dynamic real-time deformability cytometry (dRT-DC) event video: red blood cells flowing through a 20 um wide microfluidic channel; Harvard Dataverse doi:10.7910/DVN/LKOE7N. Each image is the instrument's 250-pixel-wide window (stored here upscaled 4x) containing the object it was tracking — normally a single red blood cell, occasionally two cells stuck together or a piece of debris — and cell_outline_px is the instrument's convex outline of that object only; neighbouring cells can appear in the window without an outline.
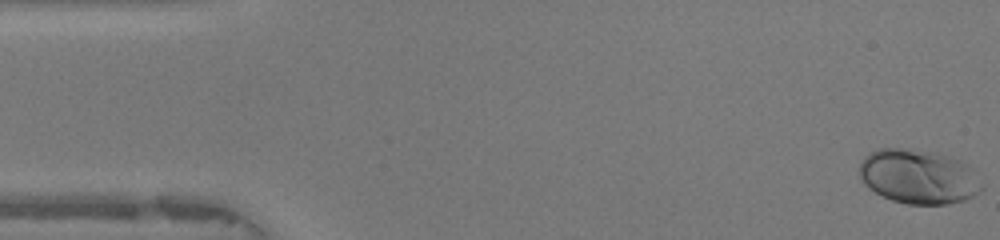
{"species": "human", "species_latin": "Homo sapiens", "temperature_condition": "warm", "stored_images_in_passage": 48, "camera_frame_rate_fps": 3000, "um_per_image_px": 0.085, "donor": {"sex": "female"}, "frame": {"image": 1, "passage_image": 1, "time_ms": 0.0, "image_size_px": [1000, 240], "cell_outline_px": [[984, 188], [980, 192], [964, 200], [948, 204], [908, 204], [892, 200], [868, 188], [864, 184], [860, 176], [860, 164], [864, 156], [868, 152], [880, 148], [900, 148], [936, 152], [960, 160], [968, 164]], "centroid_in_image_um": [78.06, 15.0], "position_along_channel_um": 6.9, "area_um2": 38.78}}
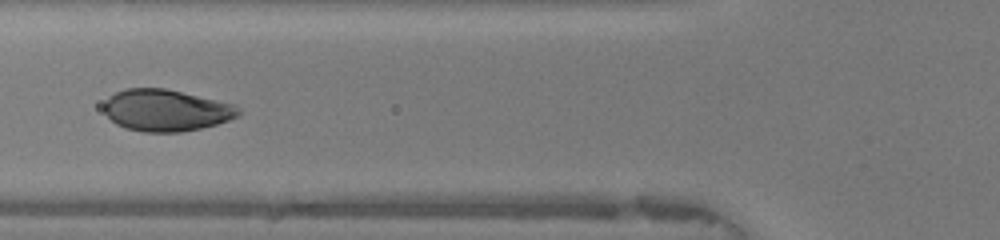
{"frame": {"image": 2, "passage_image": 18, "time_ms": 5.667, "image_size_px": [1000, 240], "cell_outline_px": [[240, 116], [216, 124], [200, 128], [180, 132], [144, 132], [124, 128], [116, 124], [104, 112], [104, 104], [108, 96], [124, 88], [164, 88], [236, 104], [240, 108]], "centroid_in_image_um": [14.11, 9.37], "position_along_channel_um": 111.7, "area_um2": 32.83}}
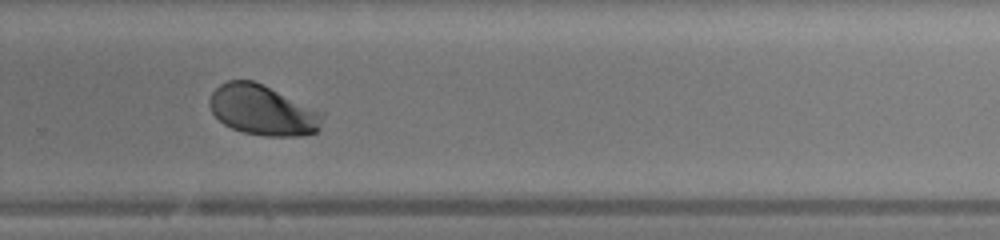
{"frame": {"image": 3, "passage_image": 32, "time_ms": 10.333, "image_size_px": [1000, 240], "cell_outline_px": [[324, 116], [320, 128], [316, 132], [304, 136], [264, 136], [244, 132], [232, 128], [224, 124], [212, 112], [208, 104], [208, 100], [212, 92], [220, 84], [228, 80], [252, 80], [324, 112]], "centroid_in_image_um": [22.34, 9.38], "position_along_channel_um": 307.5, "area_um2": 33.06}, "authors_computed_cell_mechanics": {"area_um2": 33.0616, "velocity_mm_per_s": 4.2124, "shape_relaxation_time_tau1_ms": 1.9609, "shape_relaxation_time_tau2_ms": null, "deformation_change_tau1": 0.1585, "deformation_change_tau2": null}}